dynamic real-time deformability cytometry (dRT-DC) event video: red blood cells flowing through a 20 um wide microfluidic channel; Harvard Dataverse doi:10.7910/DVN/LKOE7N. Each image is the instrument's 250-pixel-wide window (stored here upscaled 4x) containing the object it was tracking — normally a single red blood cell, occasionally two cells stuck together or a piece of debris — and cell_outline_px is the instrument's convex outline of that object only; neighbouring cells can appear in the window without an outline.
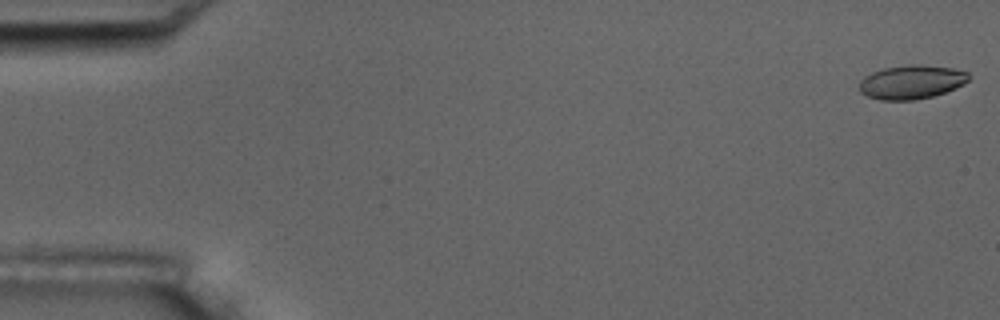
{"species": "common noctule bat (a hibernating species)", "species_latin": "Nyctalus noctula", "temperature_condition": "room temperature", "stored_images_in_passage": 5, "camera_frame_rate_fps": 3000, "um_per_image_px": 0.085, "animal": {"sex": "male", "body_mass_g": 17.5, "forearm_length_mm": 52.3}, "frame": {"image": 1, "passage_image": 1, "time_ms": 0.0, "image_size_px": [1000, 320], "cell_outline_px": [[968, 80], [964, 84], [956, 88], [932, 96], [912, 100], [880, 100], [868, 96], [860, 92], [860, 80], [864, 76], [872, 72], [884, 68], [908, 64], [920, 64], [952, 68], [968, 72]], "centroid_in_image_um": [77.46, 6.96], "position_along_channel_um": 7.5, "area_um2": 21.56}}
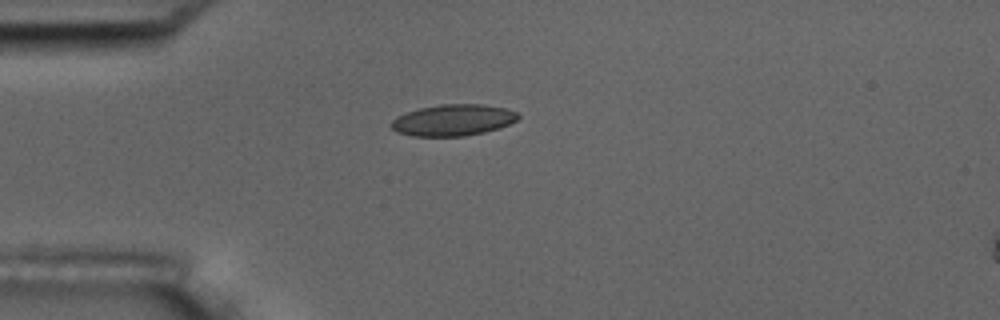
{"frame": {"image": 2, "passage_image": 5, "time_ms": 4.667, "image_size_px": [1000, 320], "cell_outline_px": [[520, 116], [516, 120], [500, 128], [484, 132], [464, 136], [412, 136], [396, 132], [388, 124], [396, 116], [420, 108], [440, 104], [484, 104], [504, 108], [516, 112]], "centroid_in_image_um": [38.48, 10.21], "position_along_channel_um": 46.5, "area_um2": 23.24}}